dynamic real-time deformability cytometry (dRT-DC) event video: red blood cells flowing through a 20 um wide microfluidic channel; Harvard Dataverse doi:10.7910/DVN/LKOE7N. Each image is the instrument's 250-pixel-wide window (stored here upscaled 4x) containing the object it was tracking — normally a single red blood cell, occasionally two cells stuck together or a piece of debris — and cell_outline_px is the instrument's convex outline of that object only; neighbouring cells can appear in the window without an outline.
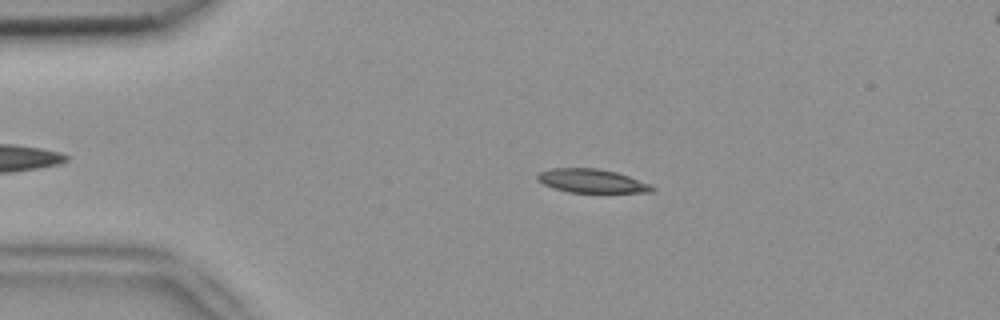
{"species": "common noctule bat (a hibernating species)", "species_latin": "Nyctalus noctula", "temperature_condition": "room temperature", "stored_images_in_passage": 3, "camera_frame_rate_fps": 3000, "um_per_image_px": 0.085, "animal": {"sex": "female", "body_mass_g": 18.4}, "frame": {"image": 1, "passage_image": 2, "time_ms": 0.333, "image_size_px": [1000, 320], "cell_outline_px": [[656, 188], [652, 192], [568, 192], [544, 184], [536, 180], [536, 176], [540, 172], [552, 168], [596, 168], [616, 172], [652, 184]], "centroid_in_image_um": [50.32, 15.37], "position_along_channel_um": 34.7, "area_um2": 15.72}}